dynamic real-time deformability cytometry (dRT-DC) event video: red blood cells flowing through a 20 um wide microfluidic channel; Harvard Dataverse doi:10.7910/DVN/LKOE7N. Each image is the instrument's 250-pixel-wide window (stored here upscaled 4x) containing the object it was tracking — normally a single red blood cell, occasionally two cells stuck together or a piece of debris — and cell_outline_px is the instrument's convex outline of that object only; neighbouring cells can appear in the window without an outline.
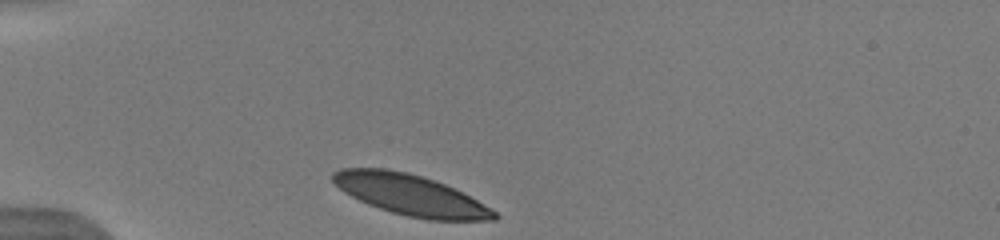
{"species": "human", "species_latin": "Homo sapiens", "temperature_condition": "warm", "stored_images_in_passage": 14, "camera_frame_rate_fps": 3000, "um_per_image_px": 0.085, "donor": {"sex": "male"}, "frame": {"image": 1, "passage_image": 1, "time_ms": 0.0, "image_size_px": [1000, 240], "cell_outline_px": [[500, 216], [496, 220], [428, 220], [408, 216], [392, 212], [368, 204], [344, 192], [332, 180], [332, 172], [340, 168], [384, 168], [408, 172], [444, 184], [476, 200], [496, 212]], "centroid_in_image_um": [34.86, 16.57], "position_along_channel_um": 50.1, "area_um2": 37.8}}
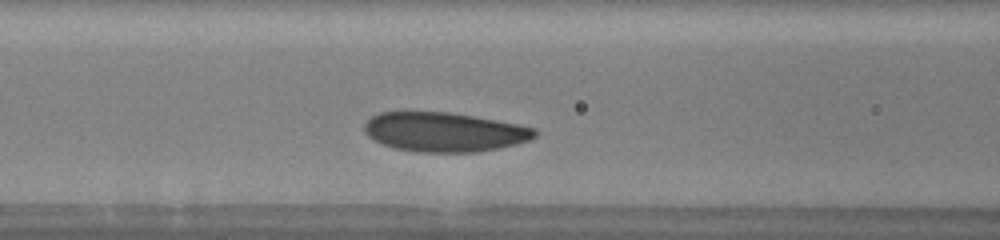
{"frame": {"image": 2, "passage_image": 7, "time_ms": 2.667, "image_size_px": [1000, 240], "cell_outline_px": [[536, 136], [532, 140], [516, 144], [476, 152], [416, 152], [396, 148], [384, 144], [368, 136], [364, 132], [364, 124], [372, 116], [380, 112], [404, 108], [452, 112], [520, 124], [536, 128]], "centroid_in_image_um": [37.73, 11.16], "position_along_channel_um": 128.9, "area_um2": 40.17}}
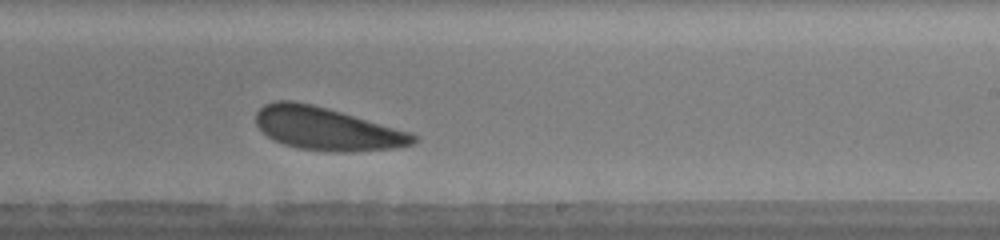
{"frame": {"image": 3, "passage_image": 14, "time_ms": 6.0, "image_size_px": [1000, 240], "cell_outline_px": [[420, 140], [412, 144], [396, 148], [352, 152], [332, 152], [300, 148], [284, 144], [268, 136], [256, 124], [256, 112], [264, 104], [276, 100], [292, 100], [312, 104], [328, 108], [408, 132], [416, 136]], "centroid_in_image_um": [27.76, 10.94], "position_along_channel_um": 261.2, "area_um2": 39.02}}